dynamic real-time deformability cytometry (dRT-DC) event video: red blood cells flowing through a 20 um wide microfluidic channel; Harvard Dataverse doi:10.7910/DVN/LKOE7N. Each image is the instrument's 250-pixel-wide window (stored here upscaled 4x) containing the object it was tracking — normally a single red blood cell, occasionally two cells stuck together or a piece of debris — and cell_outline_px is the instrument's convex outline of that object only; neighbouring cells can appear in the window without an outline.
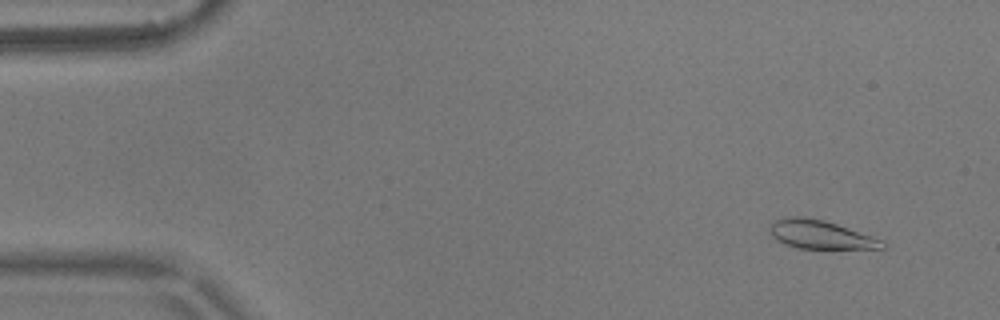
{"species": "common noctule bat (a hibernating species)", "species_latin": "Nyctalus noctula", "temperature_condition": "warm", "stored_images_in_passage": 6, "camera_frame_rate_fps": 3000, "um_per_image_px": 0.085, "animal": {"sex": "male", "body_mass_g": 17.9}, "frame": {"image": 1, "passage_image": 2, "time_ms": 0.333, "image_size_px": [1000, 320], "cell_outline_px": [[888, 244], [884, 248], [796, 248], [784, 244], [776, 240], [772, 236], [772, 224], [776, 220], [792, 216], [804, 216], [824, 220], [884, 240]], "centroid_in_image_um": [69.77, 19.94], "position_along_channel_um": 15.2, "area_um2": 18.44}}